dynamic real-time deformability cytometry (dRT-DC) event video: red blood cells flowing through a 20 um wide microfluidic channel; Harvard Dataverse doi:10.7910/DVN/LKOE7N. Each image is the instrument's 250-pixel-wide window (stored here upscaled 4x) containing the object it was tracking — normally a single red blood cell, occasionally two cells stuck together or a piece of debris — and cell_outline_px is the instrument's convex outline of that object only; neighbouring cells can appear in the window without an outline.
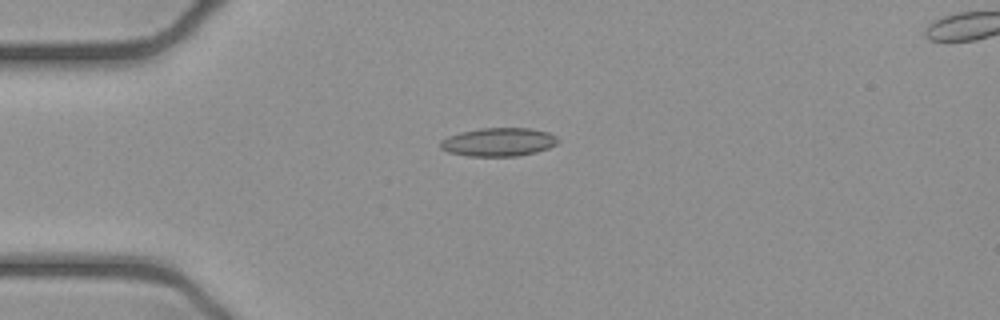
{"species": "common noctule bat (a hibernating species)", "species_latin": "Nyctalus noctula", "temperature_condition": "cold", "stored_images_in_passage": 40, "camera_frame_rate_fps": 3000, "um_per_image_px": 0.085, "animal": {"sex": "female", "body_mass_g": 21.9}, "frame": {"image": 1, "passage_image": 1, "time_ms": 0.0, "image_size_px": [1000, 320], "cell_outline_px": [[560, 140], [556, 144], [548, 148], [536, 152], [520, 156], [468, 156], [448, 152], [440, 148], [440, 140], [448, 136], [460, 132], [480, 128], [528, 128], [548, 132], [556, 136]], "centroid_in_image_um": [42.37, 12.07], "position_along_channel_um": 42.6, "area_um2": 19.59}}
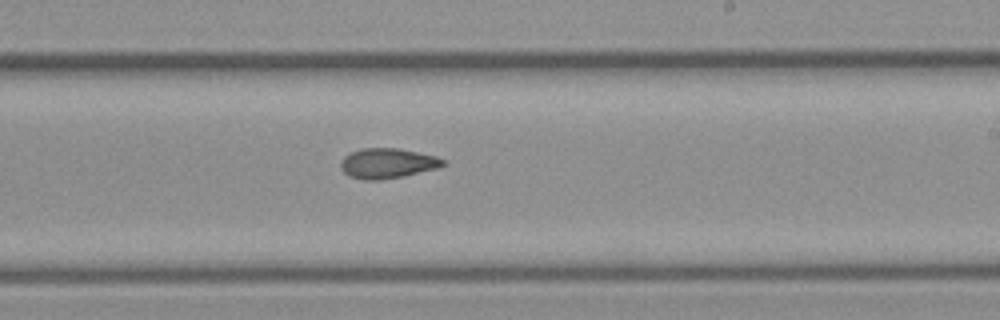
{"frame": {"image": 2, "passage_image": 19, "time_ms": 6.0, "image_size_px": [1000, 320], "cell_outline_px": [[448, 164], [440, 168], [404, 176], [380, 180], [364, 180], [348, 176], [340, 168], [340, 164], [344, 156], [352, 152], [364, 148], [400, 148], [436, 156], [448, 160]], "centroid_in_image_um": [33.0, 13.89], "position_along_channel_um": 256.0, "area_um2": 18.26}}
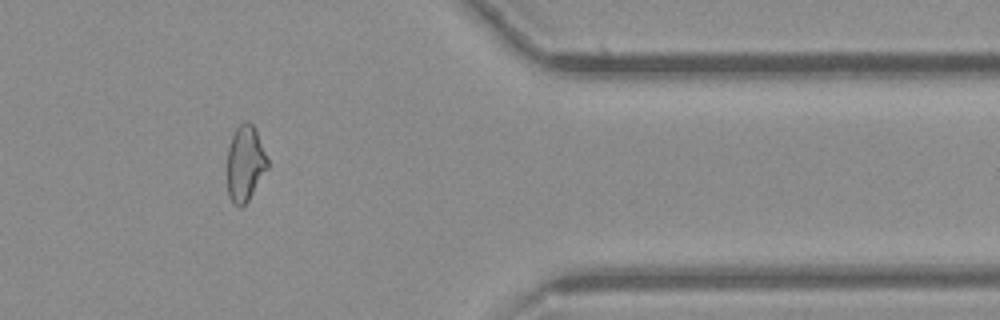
{"frame": {"image": 3, "passage_image": 31, "time_ms": 10.0, "image_size_px": [1000, 320], "cell_outline_px": [[268, 168], [248, 200], [240, 208], [228, 196], [228, 148], [232, 136], [236, 128], [244, 120], [248, 120], [256, 128], [268, 160]], "centroid_in_image_um": [20.85, 13.85], "position_along_channel_um": 390.6, "area_um2": 17.69}, "authors_computed_cell_mechanics": {"area_um2": 18.2359, "velocity_mm_per_s": 3.9244, "shape_relaxation_time_tau1_ms": 8.497, "shape_relaxation_time_tau2_ms": 4.8963, "deformation_change_tau1": 0.1821, "deformation_change_tau2": 0.1217}}